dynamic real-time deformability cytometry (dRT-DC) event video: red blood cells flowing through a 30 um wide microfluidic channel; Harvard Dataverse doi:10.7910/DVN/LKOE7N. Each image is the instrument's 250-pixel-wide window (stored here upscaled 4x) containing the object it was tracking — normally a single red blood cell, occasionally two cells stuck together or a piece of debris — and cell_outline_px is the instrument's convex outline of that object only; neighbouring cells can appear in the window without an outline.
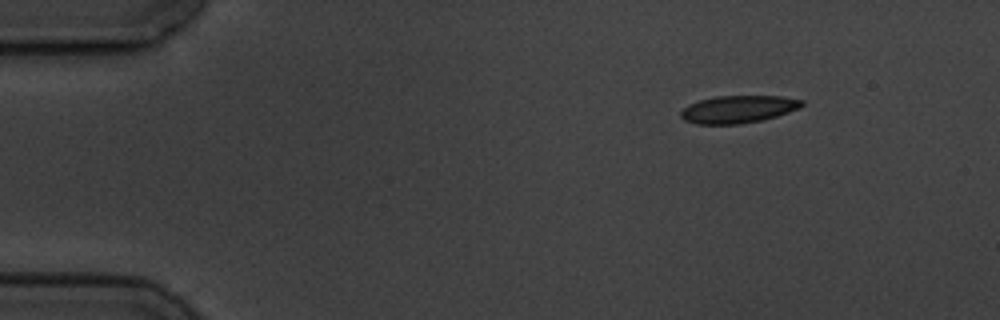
{"species": "common noctule bat (a hibernating species)", "species_latin": "Nyctalus noctula", "temperature_condition": "cold", "stored_images_in_passage": 7, "camera_frame_rate_fps": 3000, "um_per_image_px": 0.085, "animal": {"sex": "male", "body_mass_g": 19.5, "forearm_length_mm": 54.6}, "frame": {"image": 1, "passage_image": 1, "time_ms": 0.0, "image_size_px": [1000, 320], "cell_outline_px": [[804, 104], [800, 108], [776, 116], [760, 120], [740, 124], [696, 124], [684, 120], [680, 116], [680, 112], [688, 104], [700, 100], [716, 96], [784, 96], [804, 100]], "centroid_in_image_um": [62.75, 9.28], "position_along_channel_um": 22.3, "area_um2": 19.42}}
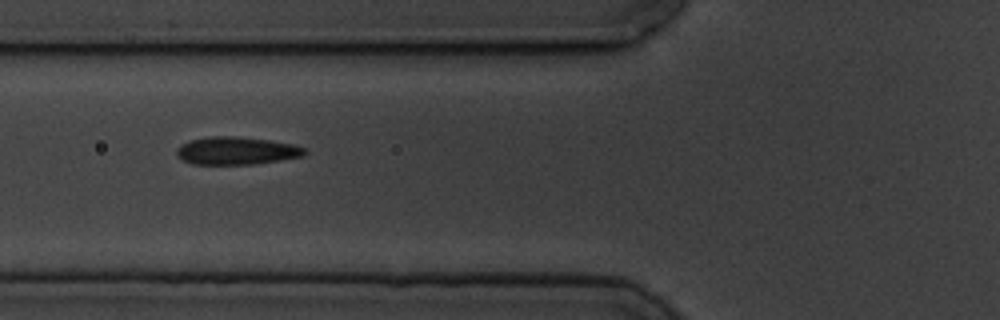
{"frame": {"image": 2, "passage_image": 5, "time_ms": 4.667, "image_size_px": [1000, 320], "cell_outline_px": [[308, 152], [304, 156], [280, 160], [252, 164], [192, 164], [176, 156], [176, 148], [180, 144], [188, 140], [208, 136], [236, 136], [268, 140], [296, 144], [308, 148]], "centroid_in_image_um": [20.11, 12.8], "position_along_channel_um": 105.7, "area_um2": 21.04}}
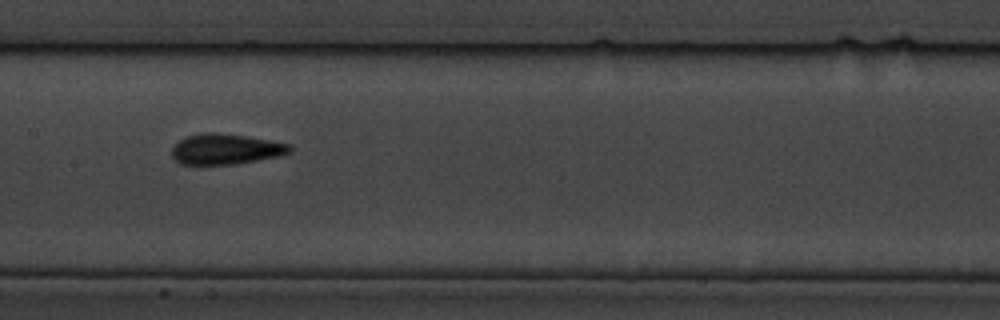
{"frame": {"image": 3, "passage_image": 7, "time_ms": 7.0, "image_size_px": [1000, 320], "cell_outline_px": [[292, 152], [280, 156], [236, 164], [180, 164], [172, 156], [172, 148], [180, 140], [188, 136], [204, 132], [216, 132], [244, 136], [292, 144]], "centroid_in_image_um": [19.22, 12.68], "position_along_channel_um": 188.2, "area_um2": 20.92}}